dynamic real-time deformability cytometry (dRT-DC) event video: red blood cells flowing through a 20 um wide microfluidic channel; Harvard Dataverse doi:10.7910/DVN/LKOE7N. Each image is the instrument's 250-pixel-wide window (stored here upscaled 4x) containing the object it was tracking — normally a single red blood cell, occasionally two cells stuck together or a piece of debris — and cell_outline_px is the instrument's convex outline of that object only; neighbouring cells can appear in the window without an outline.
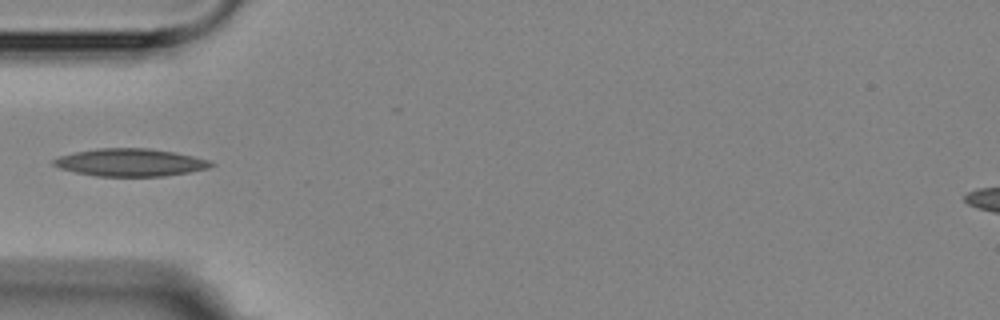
{"species": "Egyptian fruit bat (a non-hibernating species)", "species_latin": "Rousettus aegyptiacus", "temperature_condition": "room temperature", "stored_images_in_passage": 7, "camera_frame_rate_fps": 3000, "um_per_image_px": 0.085, "animal": {"sex": "female"}, "frame": {"image": 1, "passage_image": 3, "time_ms": 4.667, "image_size_px": [1000, 320], "cell_outline_px": [[216, 164], [208, 168], [188, 172], [164, 176], [96, 176], [76, 172], [60, 168], [52, 164], [52, 160], [60, 156], [76, 152], [96, 148], [148, 148], [172, 152], [192, 156], [208, 160]], "centroid_in_image_um": [11.06, 13.81], "position_along_channel_um": 73.9, "area_um2": 25.09}}
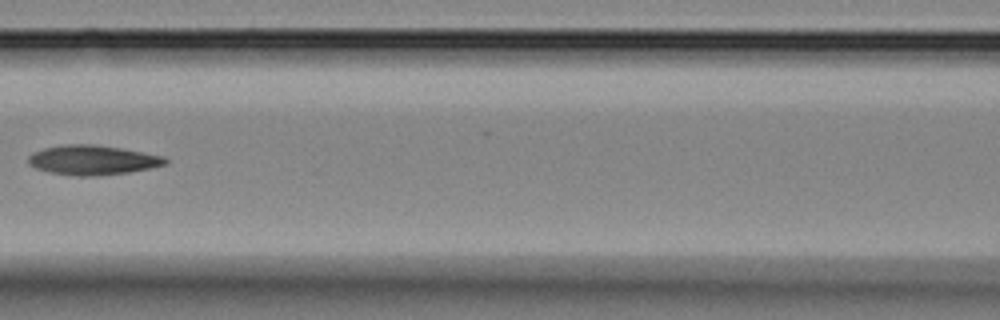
{"frame": {"image": 2, "passage_image": 5, "time_ms": 7.0, "image_size_px": [1000, 320], "cell_outline_px": [[168, 164], [128, 172], [96, 176], [76, 176], [52, 172], [36, 168], [28, 164], [28, 156], [44, 148], [64, 144], [96, 144], [120, 148], [164, 156], [168, 160]], "centroid_in_image_um": [7.88, 13.6], "position_along_channel_um": 158.7, "area_um2": 23.47}}
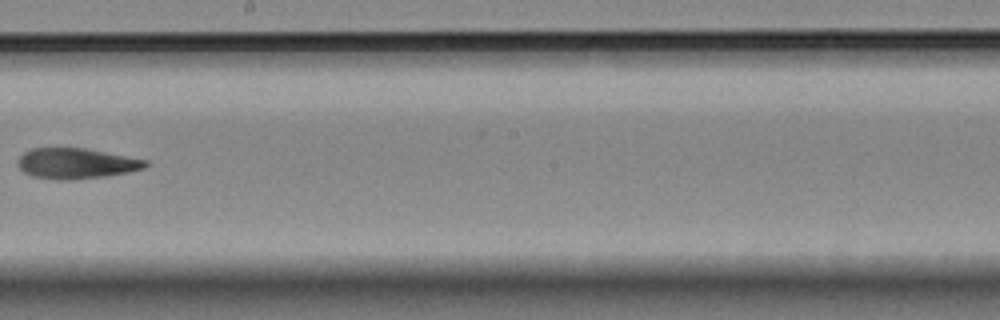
{"frame": {"image": 3, "passage_image": 7, "time_ms": 9.333, "image_size_px": [1000, 320], "cell_outline_px": [[148, 164], [144, 168], [128, 172], [108, 176], [68, 180], [60, 180], [32, 176], [24, 172], [16, 164], [20, 156], [24, 152], [32, 148], [84, 148], [148, 160]], "centroid_in_image_um": [6.46, 13.89], "position_along_channel_um": 241.7, "area_um2": 22.66}}